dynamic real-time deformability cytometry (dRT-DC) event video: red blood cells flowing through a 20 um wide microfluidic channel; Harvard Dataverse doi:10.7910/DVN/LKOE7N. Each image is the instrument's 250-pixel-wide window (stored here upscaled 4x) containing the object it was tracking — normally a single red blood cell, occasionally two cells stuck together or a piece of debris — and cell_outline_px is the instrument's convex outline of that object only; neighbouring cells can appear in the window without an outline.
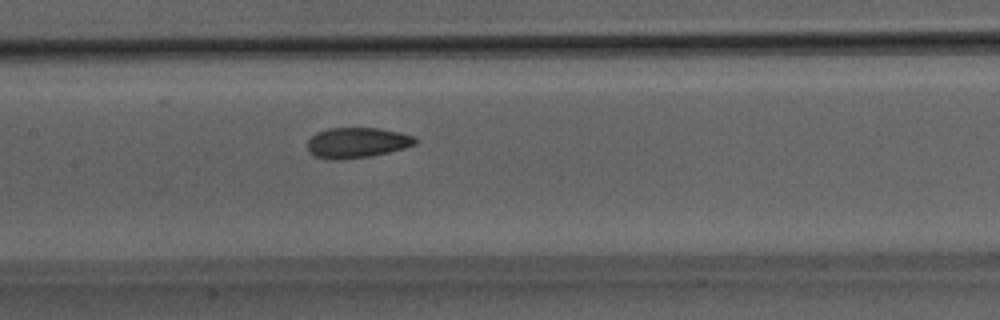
{"species": "Egyptian fruit bat (a non-hibernating species)", "species_latin": "Rousettus aegyptiacus", "temperature_condition": "room temperature", "stored_images_in_passage": 41, "camera_frame_rate_fps": 3000, "um_per_image_px": 0.085, "animal": {"sex": "male"}, "frame": {"image": 1, "passage_image": 15, "time_ms": 4.667, "image_size_px": [1000, 320], "cell_outline_px": [[416, 144], [404, 148], [388, 152], [368, 156], [336, 160], [328, 160], [316, 156], [308, 152], [308, 140], [316, 132], [328, 128], [380, 128], [400, 132], [416, 136]], "centroid_in_image_um": [30.34, 12.12], "position_along_channel_um": 177.1, "area_um2": 19.13}}
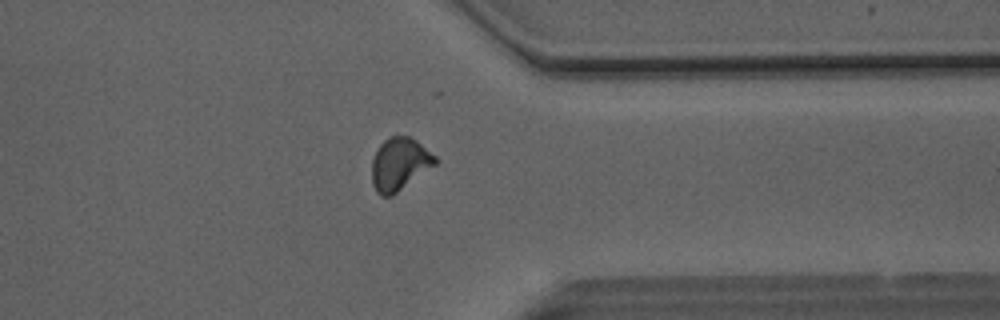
{"frame": {"image": 2, "passage_image": 30, "time_ms": 9.667, "image_size_px": [1000, 320], "cell_outline_px": [[436, 164], [392, 196], [380, 196], [376, 192], [372, 184], [372, 160], [380, 144], [388, 136], [408, 136], [416, 140], [436, 156]], "centroid_in_image_um": [33.94, 13.95], "position_along_channel_um": 377.5, "area_um2": 19.36}}
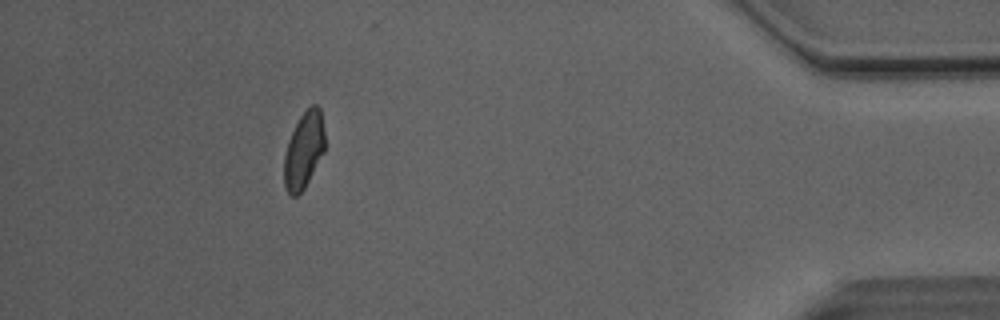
{"frame": {"image": 3, "passage_image": 36, "time_ms": 11.667, "image_size_px": [1000, 320], "cell_outline_px": [[324, 152], [304, 188], [296, 196], [292, 196], [288, 192], [284, 184], [284, 156], [288, 140], [300, 116], [312, 104], [316, 104], [320, 108], [324, 132]], "centroid_in_image_um": [25.82, 12.76], "position_along_channel_um": 409.4, "area_um2": 17.92}, "authors_computed_cell_mechanics": {"area_um2": 19.074, "velocity_mm_per_s": 4.106, "shape_relaxation_time_tau1_ms": 4.8243, "shape_relaxation_time_tau2_ms": 1.846, "deformation_change_tau1": 0.1193, "deformation_change_tau2": 0.0736}}